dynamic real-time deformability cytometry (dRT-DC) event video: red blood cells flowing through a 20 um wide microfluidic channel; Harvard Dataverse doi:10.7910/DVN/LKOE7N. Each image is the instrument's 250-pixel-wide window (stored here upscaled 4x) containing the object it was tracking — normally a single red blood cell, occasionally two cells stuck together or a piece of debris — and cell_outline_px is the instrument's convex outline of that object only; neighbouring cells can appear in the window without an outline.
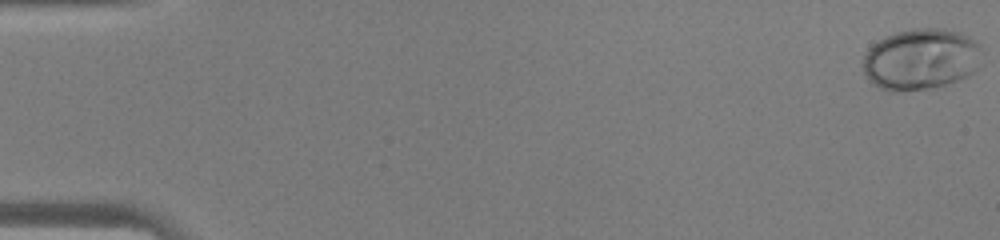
{"species": "human", "species_latin": "Homo sapiens", "temperature_condition": "warm", "stored_images_in_passage": 44, "camera_frame_rate_fps": 3000, "um_per_image_px": 0.085, "donor": {"sex": "male"}, "frame": {"image": 1, "passage_image": 1, "time_ms": 0.0, "image_size_px": [1000, 240], "cell_outline_px": [[984, 64], [972, 72], [956, 80], [932, 88], [892, 92], [880, 88], [872, 84], [864, 72], [864, 56], [868, 48], [872, 44], [884, 36], [896, 32], [916, 28], [944, 28], [960, 32], [976, 40], [980, 44]], "centroid_in_image_um": [78.3, 5.01], "position_along_channel_um": 6.7, "area_um2": 42.89}}
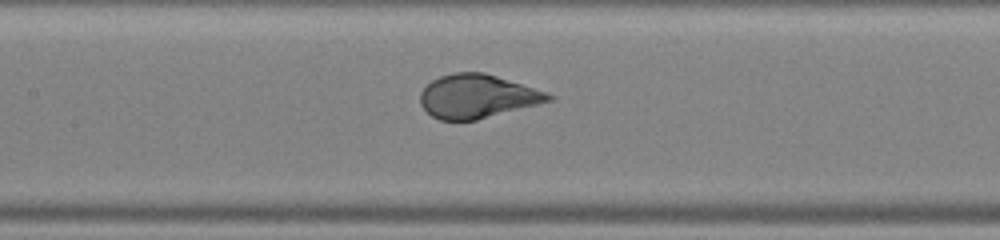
{"frame": {"image": 2, "passage_image": 23, "time_ms": 7.333, "image_size_px": [1000, 240], "cell_outline_px": [[556, 96], [552, 100], [476, 120], [440, 120], [432, 116], [420, 104], [420, 92], [432, 80], [440, 76], [452, 72], [484, 72], [548, 92]], "centroid_in_image_um": [40.56, 8.18], "position_along_channel_um": 166.8, "area_um2": 32.43}}
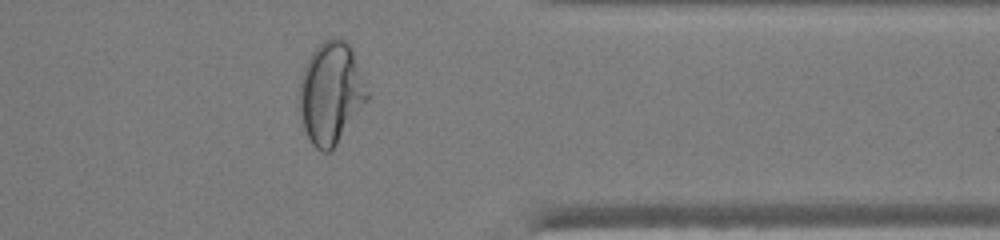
{"frame": {"image": 3, "passage_image": 38, "time_ms": 12.333, "image_size_px": [1000, 240], "cell_outline_px": [[368, 100], [332, 152], [324, 152], [316, 148], [312, 144], [304, 128], [300, 112], [300, 80], [304, 68], [312, 52], [324, 40], [332, 36], [340, 36], [352, 48], [368, 92]], "centroid_in_image_um": [28.14, 7.91], "position_along_channel_um": 383.3, "area_um2": 40.17}}